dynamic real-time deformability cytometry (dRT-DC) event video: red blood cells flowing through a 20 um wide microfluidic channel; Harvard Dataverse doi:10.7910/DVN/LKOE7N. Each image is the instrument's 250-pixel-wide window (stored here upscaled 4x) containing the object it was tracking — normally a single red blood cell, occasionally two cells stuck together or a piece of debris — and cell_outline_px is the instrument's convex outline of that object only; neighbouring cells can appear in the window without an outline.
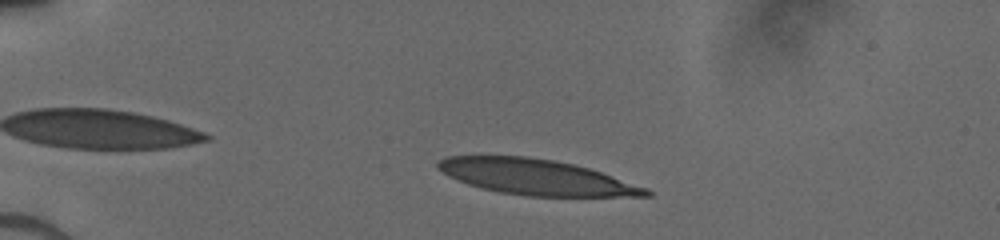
{"species": "human", "species_latin": "Homo sapiens", "temperature_condition": "cold", "stored_images_in_passage": 44, "camera_frame_rate_fps": 3000, "um_per_image_px": 0.085, "donor": {"sex": "male"}, "frame": {"image": 1, "passage_image": 6, "time_ms": 1.667, "image_size_px": [1000, 240], "cell_outline_px": [[652, 196], [528, 196], [500, 192], [480, 188], [468, 184], [448, 176], [436, 168], [436, 164], [444, 156], [528, 156], [556, 160], [588, 168], [648, 188], [652, 192]], "centroid_in_image_um": [45.55, 15.05], "position_along_channel_um": 39.5, "area_um2": 42.89}}
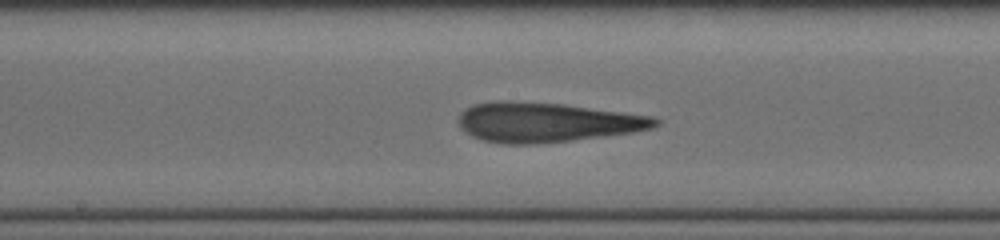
{"frame": {"image": 2, "passage_image": 22, "time_ms": 7.0, "image_size_px": [1000, 240], "cell_outline_px": [[660, 124], [652, 128], [632, 132], [604, 136], [572, 140], [532, 144], [504, 144], [484, 140], [472, 136], [460, 128], [460, 112], [472, 104], [496, 100], [508, 100], [560, 104], [652, 116], [660, 120]], "centroid_in_image_um": [46.42, 10.39], "position_along_channel_um": 201.8, "area_um2": 45.2}}
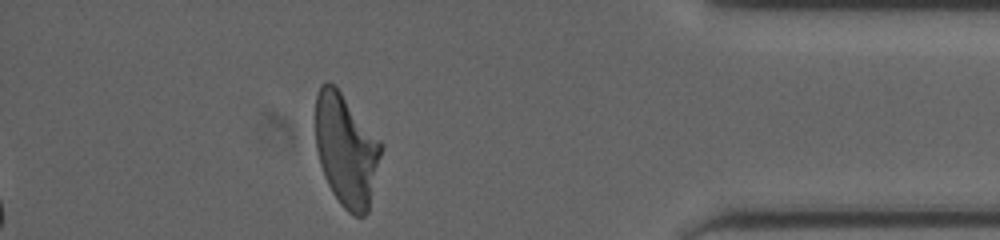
{"frame": {"image": 3, "passage_image": 39, "time_ms": 12.667, "image_size_px": [1000, 240], "cell_outline_px": [[384, 144], [368, 212], [364, 216], [352, 216], [340, 204], [332, 192], [324, 176], [320, 164], [316, 148], [316, 96], [320, 84], [328, 80], [340, 92]], "centroid_in_image_um": [29.43, 12.78], "position_along_channel_um": 405.8, "area_um2": 42.89}}